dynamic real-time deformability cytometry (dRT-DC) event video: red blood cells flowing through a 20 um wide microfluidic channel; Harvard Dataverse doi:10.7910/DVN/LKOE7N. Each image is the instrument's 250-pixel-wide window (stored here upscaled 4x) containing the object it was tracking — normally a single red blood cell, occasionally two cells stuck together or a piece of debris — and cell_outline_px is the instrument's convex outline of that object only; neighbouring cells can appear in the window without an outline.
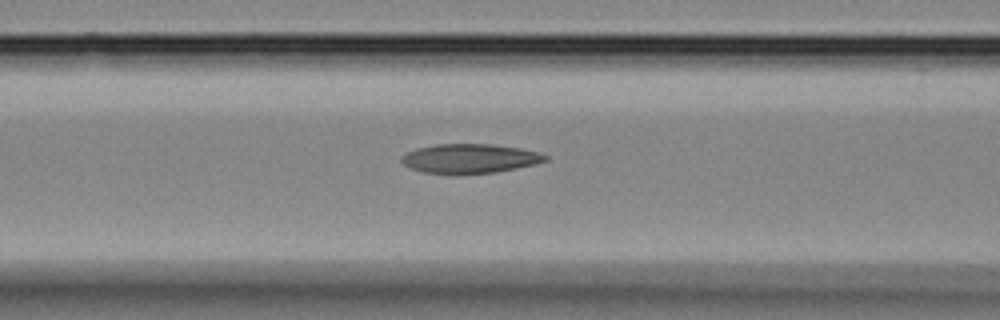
{"species": "Egyptian fruit bat (a non-hibernating species)", "species_latin": "Rousettus aegyptiacus", "temperature_condition": "room temperature", "stored_images_in_passage": 28, "camera_frame_rate_fps": 3000, "um_per_image_px": 0.085, "animal": {"sex": "female"}, "frame": {"image": 1, "passage_image": 12, "time_ms": 3.667, "image_size_px": [1000, 320], "cell_outline_px": [[548, 160], [536, 164], [496, 172], [456, 176], [420, 172], [404, 164], [400, 160], [400, 156], [416, 148], [436, 144], [492, 144], [520, 148], [540, 152], [548, 156]], "centroid_in_image_um": [39.92, 13.5], "position_along_channel_um": 126.7, "area_um2": 25.2}}
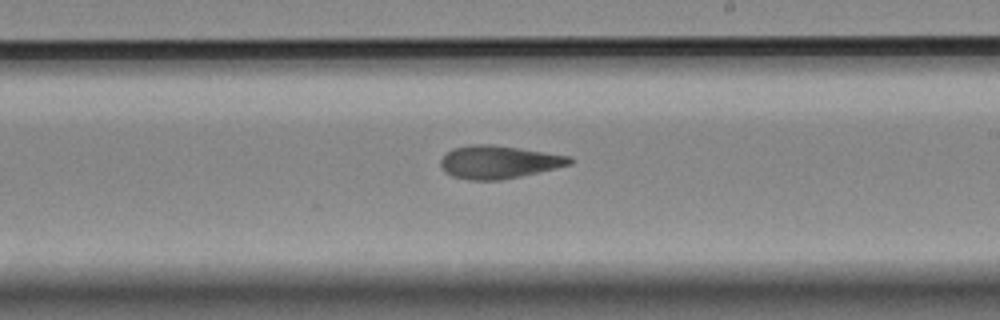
{"frame": {"image": 2, "passage_image": 19, "time_ms": 6.0, "image_size_px": [1000, 320], "cell_outline_px": [[572, 164], [520, 176], [500, 180], [468, 180], [452, 176], [444, 172], [440, 164], [440, 160], [452, 148], [472, 144], [492, 144], [572, 156]], "centroid_in_image_um": [42.36, 13.77], "position_along_channel_um": 246.6, "area_um2": 24.74}}
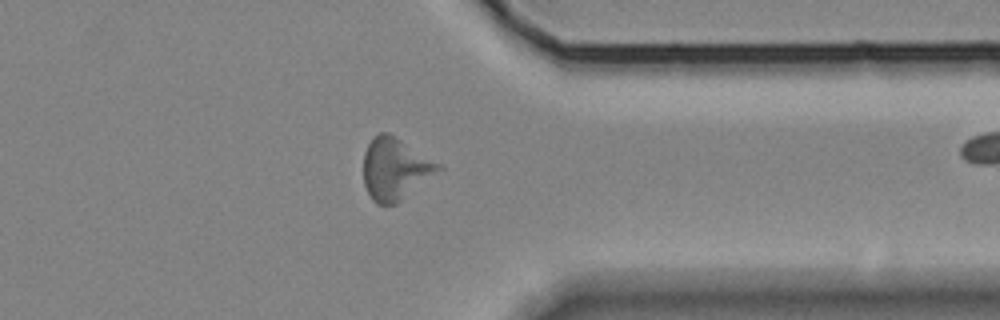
{"frame": {"image": 3, "passage_image": 27, "time_ms": 8.667, "image_size_px": [1000, 320], "cell_outline_px": [[444, 168], [396, 204], [376, 204], [372, 200], [364, 184], [364, 152], [368, 144], [380, 132], [388, 132], [440, 164]], "centroid_in_image_um": [33.58, 14.37], "position_along_channel_um": 377.8, "area_um2": 26.65}}